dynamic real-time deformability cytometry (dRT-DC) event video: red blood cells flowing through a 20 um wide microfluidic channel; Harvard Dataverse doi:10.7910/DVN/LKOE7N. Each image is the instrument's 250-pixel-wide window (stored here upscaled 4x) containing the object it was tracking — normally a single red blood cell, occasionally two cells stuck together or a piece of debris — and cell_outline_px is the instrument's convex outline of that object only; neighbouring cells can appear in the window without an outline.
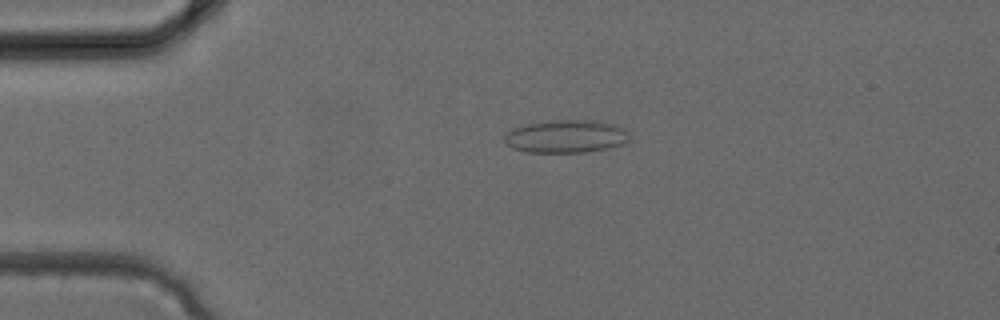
{"species": "common noctule bat (a hibernating species)", "species_latin": "Nyctalus noctula", "temperature_condition": "cold", "stored_images_in_passage": 2, "camera_frame_rate_fps": 3000, "um_per_image_px": 0.085, "animal": {"sex": "female", "body_mass_g": 24.6, "forearm_length_mm": 56.2}, "frame": {"image": 1, "passage_image": 2, "time_ms": 0.333, "image_size_px": [1000, 320], "cell_outline_px": [[628, 140], [624, 144], [608, 148], [584, 152], [524, 152], [512, 148], [504, 140], [504, 136], [508, 132], [524, 124], [548, 120], [596, 120], [616, 124], [624, 128], [628, 132]], "centroid_in_image_um": [48.13, 11.58], "position_along_channel_um": 36.9, "area_um2": 24.1}}